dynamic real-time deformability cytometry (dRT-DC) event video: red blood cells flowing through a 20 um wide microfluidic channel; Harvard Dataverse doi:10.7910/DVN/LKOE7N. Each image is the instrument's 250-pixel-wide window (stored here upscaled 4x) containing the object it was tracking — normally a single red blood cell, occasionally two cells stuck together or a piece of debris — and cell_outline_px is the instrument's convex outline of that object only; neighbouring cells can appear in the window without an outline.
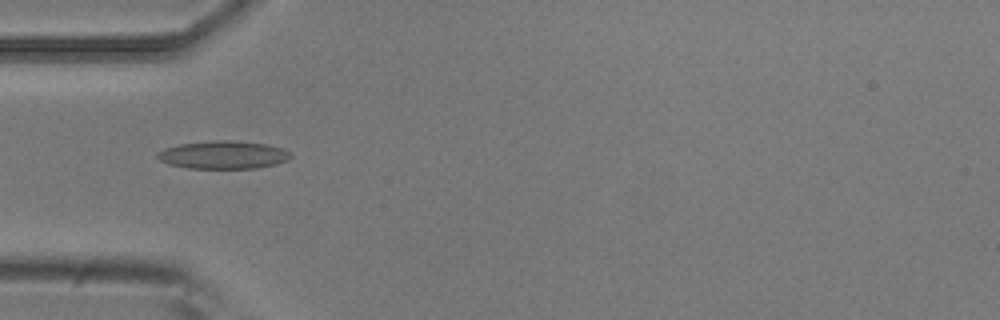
{"species": "common noctule bat (a hibernating species)", "species_latin": "Nyctalus noctula", "temperature_condition": "room temperature", "stored_images_in_passage": 6, "camera_frame_rate_fps": 3000, "um_per_image_px": 0.085, "animal": {"sex": "male", "body_mass_g": 20.5, "forearm_length_mm": 52.5}, "frame": {"image": 1, "passage_image": 4, "time_ms": 1.0, "image_size_px": [1000, 320], "cell_outline_px": [[292, 156], [288, 160], [276, 164], [256, 168], [188, 168], [168, 164], [160, 160], [156, 156], [156, 152], [164, 148], [180, 144], [216, 140], [232, 140], [268, 144], [284, 148], [292, 152]], "centroid_in_image_um": [19.01, 13.15], "position_along_channel_um": 66.0, "area_um2": 21.91}}
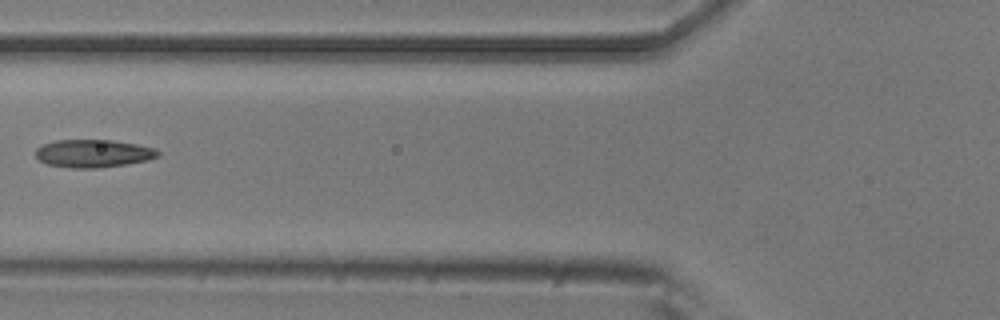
{"frame": {"image": 2, "passage_image": 5, "time_ms": 1.333, "image_size_px": [1000, 320], "cell_outline_px": [[160, 156], [148, 160], [128, 164], [96, 168], [68, 168], [48, 164], [40, 160], [36, 156], [36, 148], [44, 144], [56, 140], [112, 140], [136, 144], [156, 148], [160, 152]], "centroid_in_image_um": [7.96, 13.04], "position_along_channel_um": 117.8, "area_um2": 19.94}}
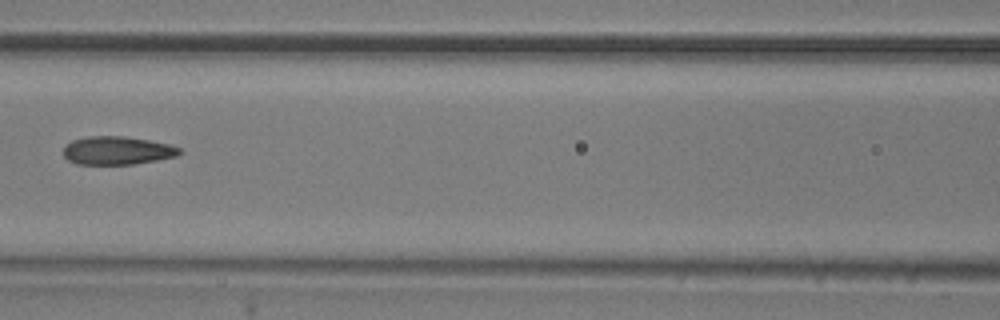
{"frame": {"image": 3, "passage_image": 6, "time_ms": 1.667, "image_size_px": [1000, 320], "cell_outline_px": [[184, 152], [176, 156], [156, 160], [132, 164], [76, 164], [68, 160], [64, 156], [64, 144], [72, 140], [88, 136], [124, 136], [148, 140], [168, 144], [180, 148]], "centroid_in_image_um": [9.94, 12.79], "position_along_channel_um": 156.7, "area_um2": 19.13}}